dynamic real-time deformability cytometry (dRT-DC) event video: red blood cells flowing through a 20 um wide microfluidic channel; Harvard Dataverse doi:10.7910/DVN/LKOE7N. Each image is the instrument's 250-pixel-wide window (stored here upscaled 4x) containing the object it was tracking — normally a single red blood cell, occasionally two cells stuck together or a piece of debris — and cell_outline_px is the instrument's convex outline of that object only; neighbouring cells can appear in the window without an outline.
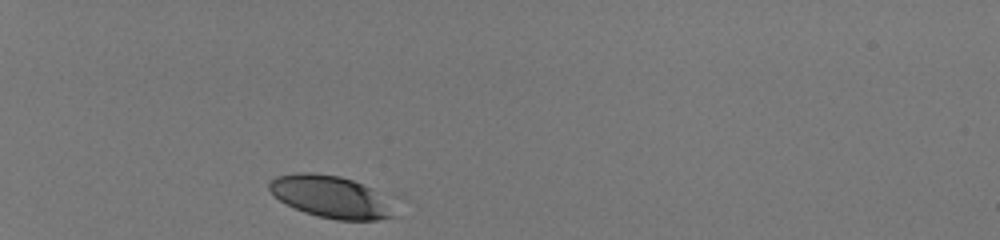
{"species": "human", "species_latin": "Homo sapiens", "temperature_condition": "room temperature", "stored_images_in_passage": 32, "camera_frame_rate_fps": 3000, "um_per_image_px": 0.085, "donor": {"sex": "male"}, "frame": {"image": 1, "passage_image": 1, "time_ms": 0.0, "image_size_px": [1000, 240], "cell_outline_px": [[396, 216], [376, 220], [336, 220], [316, 216], [304, 212], [280, 200], [268, 188], [268, 180], [276, 176], [296, 172], [316, 172], [340, 176], [352, 180], [372, 188]], "centroid_in_image_um": [28.01, 16.71], "position_along_channel_um": 57.0, "area_um2": 30.17}}
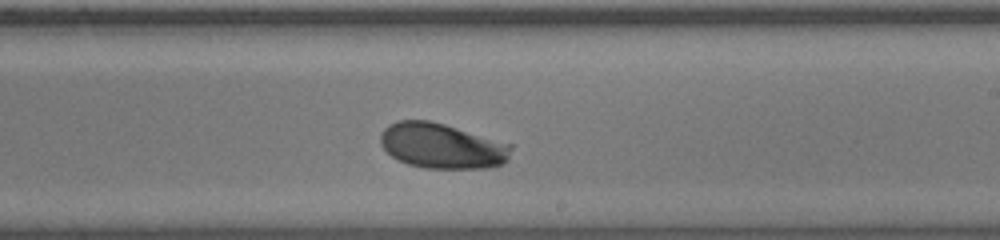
{"frame": {"image": 2, "passage_image": 19, "time_ms": 6.0, "image_size_px": [1000, 240], "cell_outline_px": [[512, 148], [508, 160], [504, 164], [488, 168], [424, 168], [408, 164], [396, 160], [380, 144], [380, 136], [384, 128], [388, 124], [396, 120], [428, 120], [444, 124], [512, 144]], "centroid_in_image_um": [37.56, 12.4], "position_along_channel_um": 251.4, "area_um2": 34.62}}
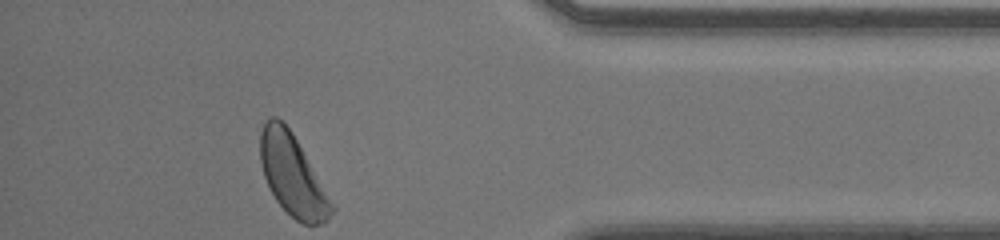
{"frame": {"image": 3, "passage_image": 32, "time_ms": 10.333, "image_size_px": [1000, 240], "cell_outline_px": [[336, 208], [328, 220], [320, 224], [304, 224], [296, 220], [276, 200], [264, 176], [260, 160], [260, 132], [264, 120], [268, 116], [276, 116], [292, 132], [336, 204]], "centroid_in_image_um": [24.9, 14.88], "position_along_channel_um": 410.3, "area_um2": 33.93}, "authors_computed_cell_mechanics": {"area_um2": 33.9575, "velocity_mm_per_s": 4.0505, "shape_relaxation_time_tau1_ms": 2.1245, "shape_relaxation_time_tau2_ms": null, "deformation_change_tau1": 0.1219, "deformation_change_tau2": null}}